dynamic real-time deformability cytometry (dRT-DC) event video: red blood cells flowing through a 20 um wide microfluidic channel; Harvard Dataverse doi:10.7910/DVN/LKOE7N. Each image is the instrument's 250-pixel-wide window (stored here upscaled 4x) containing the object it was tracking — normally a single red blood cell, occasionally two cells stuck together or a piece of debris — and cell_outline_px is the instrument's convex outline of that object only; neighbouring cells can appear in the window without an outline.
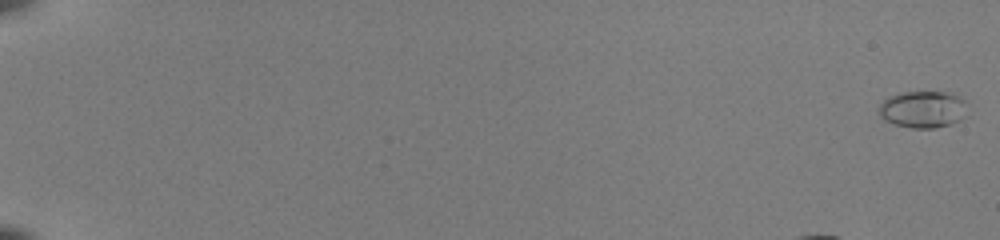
{"species": "common noctule bat (a hibernating species)", "species_latin": "Nyctalus noctula", "temperature_condition": "room temperature", "stored_images_in_passage": 53, "camera_frame_rate_fps": 3000, "um_per_image_px": 0.085, "animal": {"sex": "female", "body_mass_g": 22.0, "forearm_length_mm": 56.7}, "frame": {"image": 1, "passage_image": 1, "time_ms": 0.0, "image_size_px": [1000, 240], "cell_outline_px": [[968, 116], [960, 120], [948, 124], [932, 128], [912, 128], [896, 124], [884, 120], [880, 116], [880, 104], [888, 96], [900, 92], [944, 92], [960, 96], [964, 100]], "centroid_in_image_um": [78.46, 9.29], "position_along_channel_um": 6.5, "area_um2": 19.02}}
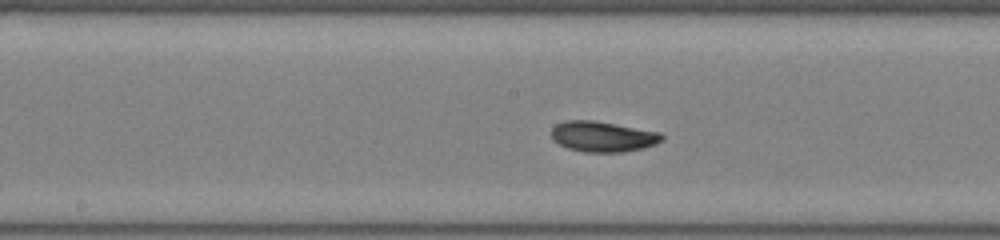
{"frame": {"image": 2, "passage_image": 29, "time_ms": 9.333, "image_size_px": [1000, 240], "cell_outline_px": [[664, 140], [656, 144], [644, 148], [620, 152], [584, 152], [568, 148], [552, 140], [552, 128], [556, 124], [568, 120], [592, 120], [660, 132], [664, 136]], "centroid_in_image_um": [51.25, 11.61], "position_along_channel_um": 196.9, "area_um2": 19.59}}
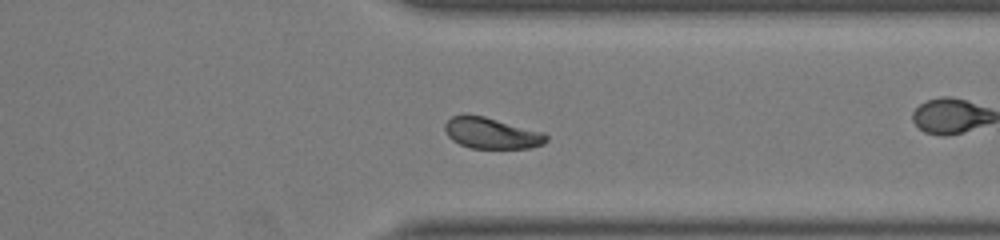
{"frame": {"image": 3, "passage_image": 42, "time_ms": 13.667, "image_size_px": [1000, 240], "cell_outline_px": [[548, 140], [544, 144], [532, 148], [468, 148], [452, 140], [448, 136], [444, 128], [444, 124], [452, 116], [484, 116], [544, 132], [548, 136]], "centroid_in_image_um": [41.82, 11.34], "position_along_channel_um": 369.6, "area_um2": 18.26}, "authors_computed_cell_mechanics": {"area_um2": 19.0162, "velocity_mm_per_s": 3.9619, "shape_relaxation_time_tau1_ms": 5.7179, "shape_relaxation_time_tau2_ms": 1.311, "deformation_change_tau1": 0.17, "deformation_change_tau2": 0.0457}}